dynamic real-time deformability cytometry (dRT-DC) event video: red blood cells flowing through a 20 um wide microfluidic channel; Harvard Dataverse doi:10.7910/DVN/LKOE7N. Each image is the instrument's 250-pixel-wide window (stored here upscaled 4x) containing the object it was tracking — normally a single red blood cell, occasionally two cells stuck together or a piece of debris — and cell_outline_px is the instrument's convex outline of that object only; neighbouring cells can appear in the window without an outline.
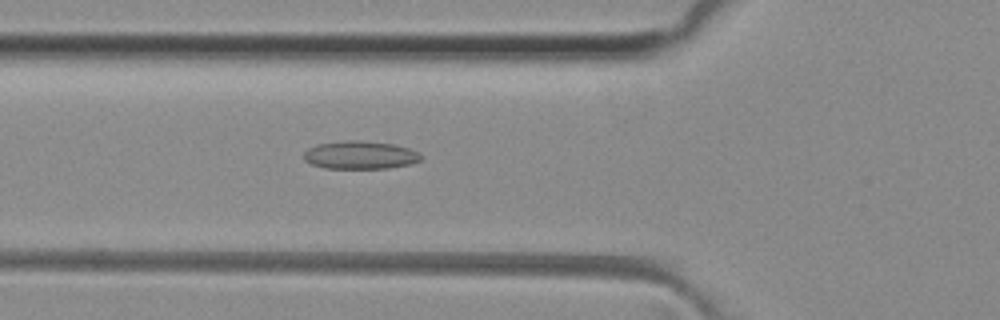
{"species": "common noctule bat (a hibernating species)", "species_latin": "Nyctalus noctula", "temperature_condition": "room temperature", "stored_images_in_passage": 20, "camera_frame_rate_fps": 3000, "um_per_image_px": 0.085, "animal": {"sex": "female", "body_mass_g": 29.2, "forearm_length_mm": 56.3}, "frame": {"image": 1, "passage_image": 5, "time_ms": 1.333, "image_size_px": [1000, 320], "cell_outline_px": [[424, 156], [420, 160], [412, 164], [388, 168], [324, 168], [312, 164], [304, 160], [304, 152], [308, 148], [316, 144], [344, 140], [360, 140], [392, 144], [408, 148], [420, 152]], "centroid_in_image_um": [30.63, 13.17], "position_along_channel_um": 95.2, "area_um2": 19.31}}
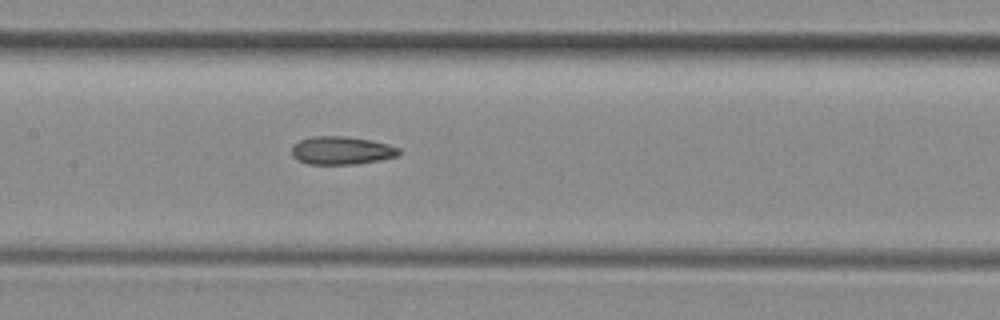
{"frame": {"image": 2, "passage_image": 11, "time_ms": 3.333, "image_size_px": [1000, 320], "cell_outline_px": [[400, 156], [356, 164], [308, 164], [292, 156], [292, 144], [300, 140], [312, 136], [348, 136], [372, 140], [388, 144], [400, 148]], "centroid_in_image_um": [29.05, 12.78], "position_along_channel_um": 178.4, "area_um2": 17.69}}
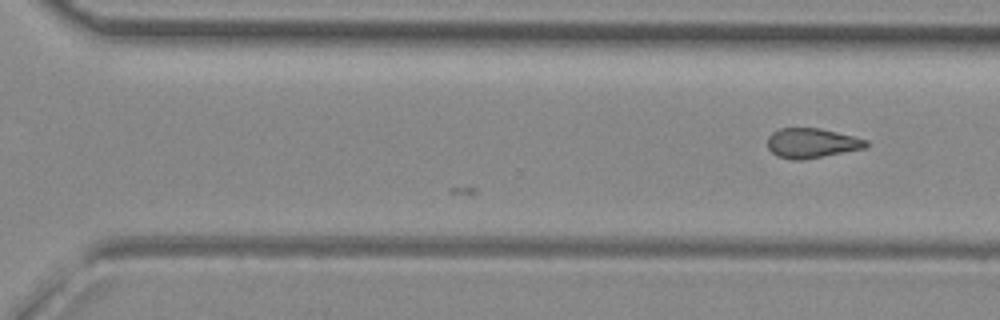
{"frame": {"image": 3, "passage_image": 20, "time_ms": 6.333, "image_size_px": [1000, 320], "cell_outline_px": [[868, 148], [804, 160], [792, 160], [776, 156], [768, 148], [768, 136], [772, 132], [780, 128], [820, 128], [868, 140]], "centroid_in_image_um": [69.0, 12.18], "position_along_channel_um": 301.6, "area_um2": 17.28}}